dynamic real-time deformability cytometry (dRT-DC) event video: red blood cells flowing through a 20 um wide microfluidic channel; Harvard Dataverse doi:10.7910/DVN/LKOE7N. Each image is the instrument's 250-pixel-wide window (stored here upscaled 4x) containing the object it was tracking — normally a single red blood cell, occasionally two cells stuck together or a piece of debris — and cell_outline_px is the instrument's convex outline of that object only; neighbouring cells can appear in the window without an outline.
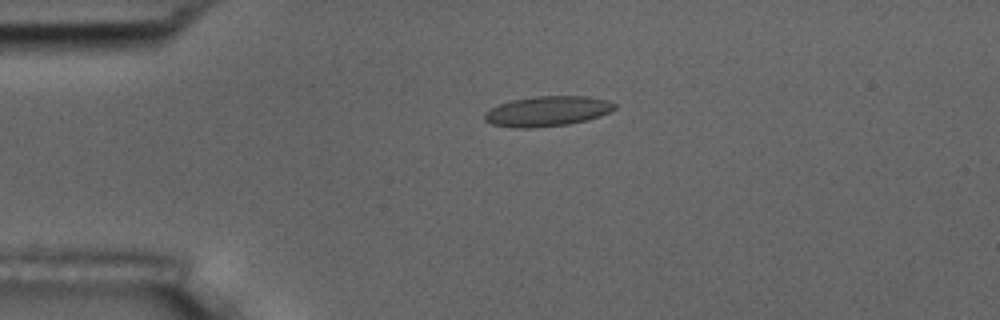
{"species": "common noctule bat (a hibernating species)", "species_latin": "Nyctalus noctula", "temperature_condition": "room temperature", "stored_images_in_passage": 7, "camera_frame_rate_fps": 3000, "um_per_image_px": 0.085, "animal": {"sex": "male", "body_mass_g": 17.5, "forearm_length_mm": 52.3}, "frame": {"image": 1, "passage_image": 3, "time_ms": 3.0, "image_size_px": [1000, 320], "cell_outline_px": [[616, 108], [612, 112], [588, 120], [568, 124], [532, 128], [516, 128], [492, 124], [484, 120], [484, 112], [500, 104], [512, 100], [536, 96], [588, 96], [608, 100], [616, 104]], "centroid_in_image_um": [46.56, 9.45], "position_along_channel_um": 38.4, "area_um2": 22.95}}
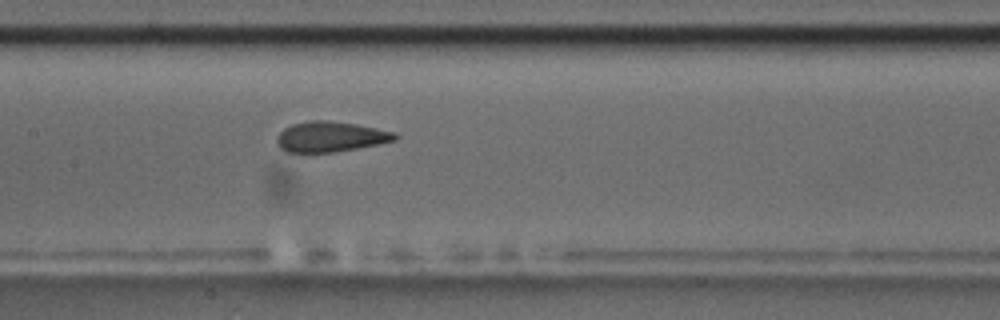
{"frame": {"image": 2, "passage_image": 7, "time_ms": 7.667, "image_size_px": [1000, 320], "cell_outline_px": [[400, 136], [396, 140], [356, 148], [332, 152], [284, 152], [280, 148], [276, 140], [276, 136], [284, 128], [292, 124], [312, 120], [328, 120], [356, 124], [396, 132]], "centroid_in_image_um": [28.08, 11.61], "position_along_channel_um": 179.3, "area_um2": 20.87}}